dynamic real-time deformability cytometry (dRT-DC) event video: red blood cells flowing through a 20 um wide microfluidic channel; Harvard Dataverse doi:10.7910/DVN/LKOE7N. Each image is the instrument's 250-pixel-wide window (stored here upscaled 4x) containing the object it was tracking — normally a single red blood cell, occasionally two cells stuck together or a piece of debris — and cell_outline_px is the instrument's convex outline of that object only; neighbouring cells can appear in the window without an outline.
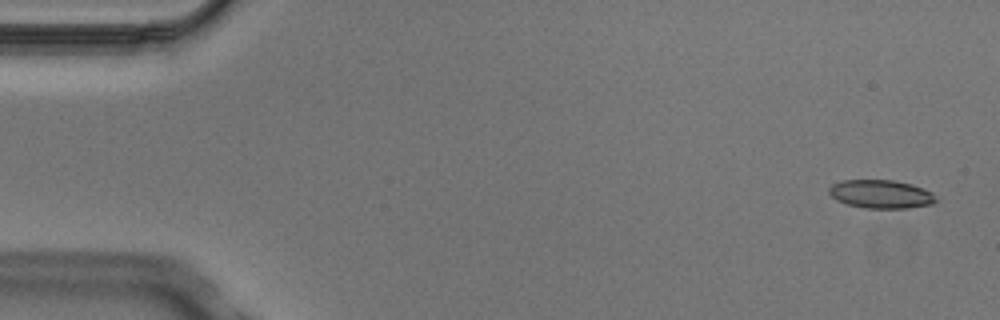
{"species": "Egyptian fruit bat (a non-hibernating species)", "species_latin": "Rousettus aegyptiacus", "temperature_condition": "cold", "stored_images_in_passage": 4, "camera_frame_rate_fps": 3000, "um_per_image_px": 0.085, "animal": {"sex": "male"}, "frame": {"image": 1, "passage_image": 1, "time_ms": 0.0, "image_size_px": [1000, 320], "cell_outline_px": [[936, 200], [932, 204], [908, 208], [864, 208], [848, 204], [836, 200], [828, 192], [828, 188], [832, 184], [844, 180], [892, 180], [912, 184], [924, 188], [932, 192]], "centroid_in_image_um": [74.87, 16.49], "position_along_channel_um": 10.1, "area_um2": 17.69}}
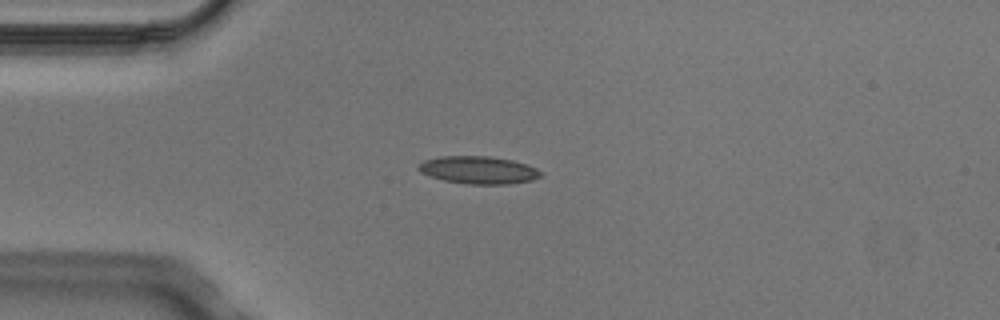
{"frame": {"image": 2, "passage_image": 4, "time_ms": 1.0, "image_size_px": [1000, 320], "cell_outline_px": [[540, 176], [532, 180], [508, 184], [468, 184], [444, 180], [428, 176], [420, 172], [416, 168], [424, 160], [440, 156], [488, 156], [512, 160], [536, 168], [540, 172]], "centroid_in_image_um": [40.62, 14.45], "position_along_channel_um": 44.4, "area_um2": 19.54}}